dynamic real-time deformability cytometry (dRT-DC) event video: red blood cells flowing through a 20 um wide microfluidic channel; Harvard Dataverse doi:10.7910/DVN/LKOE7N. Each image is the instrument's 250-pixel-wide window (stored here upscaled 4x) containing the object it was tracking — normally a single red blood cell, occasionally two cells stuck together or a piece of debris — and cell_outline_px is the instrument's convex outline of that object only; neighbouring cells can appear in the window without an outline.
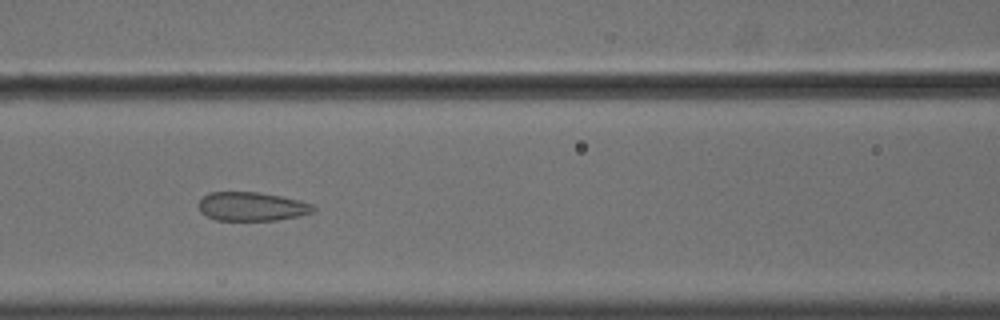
{"species": "common noctule bat (a hibernating species)", "species_latin": "Nyctalus noctula", "temperature_condition": "cold", "stored_images_in_passage": 47, "camera_frame_rate_fps": 3000, "um_per_image_px": 0.085, "animal": {"sex": "male", "body_mass_g": 18.8}, "frame": {"image": 1, "passage_image": 16, "time_ms": 5.0, "image_size_px": [1000, 320], "cell_outline_px": [[316, 208], [312, 212], [300, 216], [276, 220], [216, 220], [200, 212], [200, 200], [208, 192], [260, 192], [300, 200], [312, 204]], "centroid_in_image_um": [21.43, 17.55], "position_along_channel_um": 145.2, "area_um2": 19.19}}
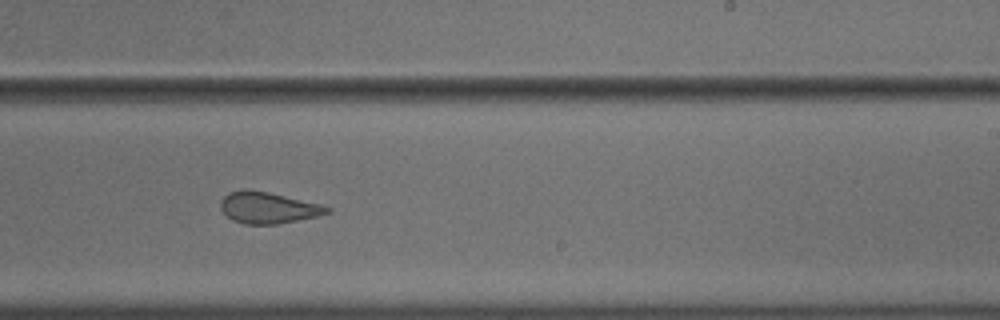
{"frame": {"image": 2, "passage_image": 26, "time_ms": 8.333, "image_size_px": [1000, 320], "cell_outline_px": [[332, 212], [316, 216], [276, 224], [244, 224], [232, 220], [220, 208], [220, 200], [228, 192], [240, 188], [244, 188], [268, 192], [324, 204], [332, 208]], "centroid_in_image_um": [22.79, 17.63], "position_along_channel_um": 266.2, "area_um2": 19.71}}
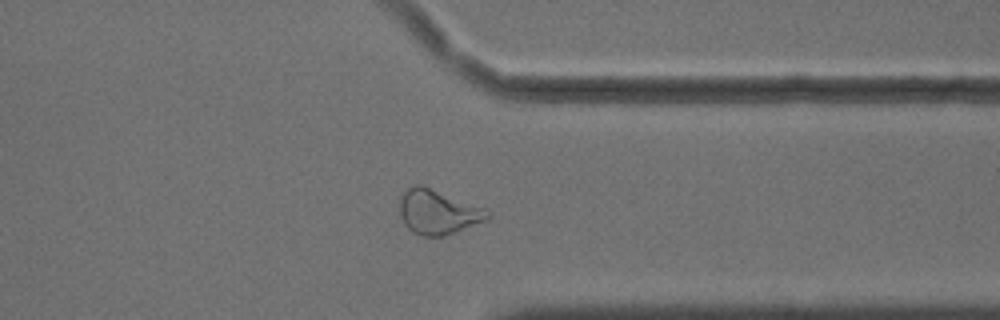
{"frame": {"image": 3, "passage_image": 35, "time_ms": 11.333, "image_size_px": [1000, 320], "cell_outline_px": [[492, 216], [484, 220], [444, 236], [420, 236], [412, 232], [404, 224], [400, 216], [400, 196], [408, 188], [416, 184], [420, 184], [488, 208], [492, 212]], "centroid_in_image_um": [37.23, 18.01], "position_along_channel_um": 374.2, "area_um2": 22.95}, "authors_computed_cell_mechanics": {"area_um2": 21.3282, "velocity_mm_per_s": 3.6376, "shape_relaxation_time_tau1_ms": null, "shape_relaxation_time_tau2_ms": 1.5361, "deformation_change_tau1": null, "deformation_change_tau2": 0.084}}